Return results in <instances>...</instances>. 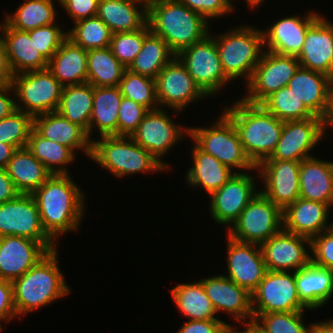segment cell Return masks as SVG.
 Segmentation results:
<instances>
[{
  "mask_svg": "<svg viewBox=\"0 0 333 333\" xmlns=\"http://www.w3.org/2000/svg\"><path fill=\"white\" fill-rule=\"evenodd\" d=\"M42 226L57 243L58 237L79 231L85 215V194L70 174H52L33 194Z\"/></svg>",
  "mask_w": 333,
  "mask_h": 333,
  "instance_id": "1",
  "label": "cell"
},
{
  "mask_svg": "<svg viewBox=\"0 0 333 333\" xmlns=\"http://www.w3.org/2000/svg\"><path fill=\"white\" fill-rule=\"evenodd\" d=\"M58 253V249L50 251L30 270L12 281L17 317H24L70 294V286L58 266Z\"/></svg>",
  "mask_w": 333,
  "mask_h": 333,
  "instance_id": "2",
  "label": "cell"
},
{
  "mask_svg": "<svg viewBox=\"0 0 333 333\" xmlns=\"http://www.w3.org/2000/svg\"><path fill=\"white\" fill-rule=\"evenodd\" d=\"M223 112L235 124L244 150L256 166L272 155L282 133L283 121L261 104L243 99L226 106Z\"/></svg>",
  "mask_w": 333,
  "mask_h": 333,
  "instance_id": "3",
  "label": "cell"
},
{
  "mask_svg": "<svg viewBox=\"0 0 333 333\" xmlns=\"http://www.w3.org/2000/svg\"><path fill=\"white\" fill-rule=\"evenodd\" d=\"M147 23L154 34L166 41L176 56L213 31L209 29L211 23L202 15L177 0H160L151 6Z\"/></svg>",
  "mask_w": 333,
  "mask_h": 333,
  "instance_id": "4",
  "label": "cell"
},
{
  "mask_svg": "<svg viewBox=\"0 0 333 333\" xmlns=\"http://www.w3.org/2000/svg\"><path fill=\"white\" fill-rule=\"evenodd\" d=\"M99 139H92L90 159L117 178L168 170L131 136H101Z\"/></svg>",
  "mask_w": 333,
  "mask_h": 333,
  "instance_id": "5",
  "label": "cell"
},
{
  "mask_svg": "<svg viewBox=\"0 0 333 333\" xmlns=\"http://www.w3.org/2000/svg\"><path fill=\"white\" fill-rule=\"evenodd\" d=\"M209 34L216 41L225 75L231 81L244 77L247 83L264 52L262 29L239 25L218 36Z\"/></svg>",
  "mask_w": 333,
  "mask_h": 333,
  "instance_id": "6",
  "label": "cell"
},
{
  "mask_svg": "<svg viewBox=\"0 0 333 333\" xmlns=\"http://www.w3.org/2000/svg\"><path fill=\"white\" fill-rule=\"evenodd\" d=\"M189 127V136L205 153L214 156L232 171L243 173L255 170L256 165L247 156L233 121L224 113L211 127Z\"/></svg>",
  "mask_w": 333,
  "mask_h": 333,
  "instance_id": "7",
  "label": "cell"
},
{
  "mask_svg": "<svg viewBox=\"0 0 333 333\" xmlns=\"http://www.w3.org/2000/svg\"><path fill=\"white\" fill-rule=\"evenodd\" d=\"M16 108L33 117L57 111L63 86L48 69L13 75Z\"/></svg>",
  "mask_w": 333,
  "mask_h": 333,
  "instance_id": "8",
  "label": "cell"
},
{
  "mask_svg": "<svg viewBox=\"0 0 333 333\" xmlns=\"http://www.w3.org/2000/svg\"><path fill=\"white\" fill-rule=\"evenodd\" d=\"M282 229L283 211L259 191L227 229V235L240 242L261 245Z\"/></svg>",
  "mask_w": 333,
  "mask_h": 333,
  "instance_id": "9",
  "label": "cell"
},
{
  "mask_svg": "<svg viewBox=\"0 0 333 333\" xmlns=\"http://www.w3.org/2000/svg\"><path fill=\"white\" fill-rule=\"evenodd\" d=\"M177 57L208 97L217 92L220 94L222 87L231 82L222 69L216 41L210 34L181 51Z\"/></svg>",
  "mask_w": 333,
  "mask_h": 333,
  "instance_id": "10",
  "label": "cell"
},
{
  "mask_svg": "<svg viewBox=\"0 0 333 333\" xmlns=\"http://www.w3.org/2000/svg\"><path fill=\"white\" fill-rule=\"evenodd\" d=\"M299 67L297 56L279 55L264 49L251 79L245 84L246 94L241 99L261 104L280 88L287 87Z\"/></svg>",
  "mask_w": 333,
  "mask_h": 333,
  "instance_id": "11",
  "label": "cell"
},
{
  "mask_svg": "<svg viewBox=\"0 0 333 333\" xmlns=\"http://www.w3.org/2000/svg\"><path fill=\"white\" fill-rule=\"evenodd\" d=\"M251 296L253 314L311 311L299 299L295 272L267 270Z\"/></svg>",
  "mask_w": 333,
  "mask_h": 333,
  "instance_id": "12",
  "label": "cell"
},
{
  "mask_svg": "<svg viewBox=\"0 0 333 333\" xmlns=\"http://www.w3.org/2000/svg\"><path fill=\"white\" fill-rule=\"evenodd\" d=\"M185 136H189V128L175 123L167 109L163 108L148 111L138 129L131 135L137 144L150 152L168 170L169 164L162 158Z\"/></svg>",
  "mask_w": 333,
  "mask_h": 333,
  "instance_id": "13",
  "label": "cell"
},
{
  "mask_svg": "<svg viewBox=\"0 0 333 333\" xmlns=\"http://www.w3.org/2000/svg\"><path fill=\"white\" fill-rule=\"evenodd\" d=\"M156 98L160 108L181 113L194 101L208 97L195 83L183 63L175 56L155 78ZM165 106V107H164ZM168 106V107H167Z\"/></svg>",
  "mask_w": 333,
  "mask_h": 333,
  "instance_id": "14",
  "label": "cell"
},
{
  "mask_svg": "<svg viewBox=\"0 0 333 333\" xmlns=\"http://www.w3.org/2000/svg\"><path fill=\"white\" fill-rule=\"evenodd\" d=\"M256 170H250V174L249 171L234 173L220 189L209 196L210 214L214 222L229 229L239 218L247 204L260 191L254 182L255 177L251 176Z\"/></svg>",
  "mask_w": 333,
  "mask_h": 333,
  "instance_id": "15",
  "label": "cell"
},
{
  "mask_svg": "<svg viewBox=\"0 0 333 333\" xmlns=\"http://www.w3.org/2000/svg\"><path fill=\"white\" fill-rule=\"evenodd\" d=\"M320 117L284 122L282 133L272 155L265 160L299 161L313 157L311 151L327 136Z\"/></svg>",
  "mask_w": 333,
  "mask_h": 333,
  "instance_id": "16",
  "label": "cell"
},
{
  "mask_svg": "<svg viewBox=\"0 0 333 333\" xmlns=\"http://www.w3.org/2000/svg\"><path fill=\"white\" fill-rule=\"evenodd\" d=\"M20 236L38 242H55L44 230L32 194H19L0 204V237Z\"/></svg>",
  "mask_w": 333,
  "mask_h": 333,
  "instance_id": "17",
  "label": "cell"
},
{
  "mask_svg": "<svg viewBox=\"0 0 333 333\" xmlns=\"http://www.w3.org/2000/svg\"><path fill=\"white\" fill-rule=\"evenodd\" d=\"M55 249L56 242H38L12 235L0 237V279L12 282Z\"/></svg>",
  "mask_w": 333,
  "mask_h": 333,
  "instance_id": "18",
  "label": "cell"
},
{
  "mask_svg": "<svg viewBox=\"0 0 333 333\" xmlns=\"http://www.w3.org/2000/svg\"><path fill=\"white\" fill-rule=\"evenodd\" d=\"M300 166L299 161L263 160L256 167L264 183L260 192L282 211L299 198Z\"/></svg>",
  "mask_w": 333,
  "mask_h": 333,
  "instance_id": "19",
  "label": "cell"
},
{
  "mask_svg": "<svg viewBox=\"0 0 333 333\" xmlns=\"http://www.w3.org/2000/svg\"><path fill=\"white\" fill-rule=\"evenodd\" d=\"M307 247V248H306ZM267 270L295 272L312 259L311 240L282 229L260 245Z\"/></svg>",
  "mask_w": 333,
  "mask_h": 333,
  "instance_id": "20",
  "label": "cell"
},
{
  "mask_svg": "<svg viewBox=\"0 0 333 333\" xmlns=\"http://www.w3.org/2000/svg\"><path fill=\"white\" fill-rule=\"evenodd\" d=\"M227 236L225 277L252 293L267 272L260 245L240 242Z\"/></svg>",
  "mask_w": 333,
  "mask_h": 333,
  "instance_id": "21",
  "label": "cell"
},
{
  "mask_svg": "<svg viewBox=\"0 0 333 333\" xmlns=\"http://www.w3.org/2000/svg\"><path fill=\"white\" fill-rule=\"evenodd\" d=\"M200 281L216 313L223 311L234 320L241 321L242 326L253 323L252 296L247 289L238 286L224 274L205 277Z\"/></svg>",
  "mask_w": 333,
  "mask_h": 333,
  "instance_id": "22",
  "label": "cell"
},
{
  "mask_svg": "<svg viewBox=\"0 0 333 333\" xmlns=\"http://www.w3.org/2000/svg\"><path fill=\"white\" fill-rule=\"evenodd\" d=\"M306 14L303 18L297 14L282 17L263 29L264 48L279 55L298 56L303 49L308 28L321 16L313 10Z\"/></svg>",
  "mask_w": 333,
  "mask_h": 333,
  "instance_id": "23",
  "label": "cell"
},
{
  "mask_svg": "<svg viewBox=\"0 0 333 333\" xmlns=\"http://www.w3.org/2000/svg\"><path fill=\"white\" fill-rule=\"evenodd\" d=\"M297 58L302 68L333 75V22L321 15L308 28Z\"/></svg>",
  "mask_w": 333,
  "mask_h": 333,
  "instance_id": "24",
  "label": "cell"
},
{
  "mask_svg": "<svg viewBox=\"0 0 333 333\" xmlns=\"http://www.w3.org/2000/svg\"><path fill=\"white\" fill-rule=\"evenodd\" d=\"M330 209L329 204L298 198L283 211V229L312 240L333 226L327 220Z\"/></svg>",
  "mask_w": 333,
  "mask_h": 333,
  "instance_id": "25",
  "label": "cell"
},
{
  "mask_svg": "<svg viewBox=\"0 0 333 333\" xmlns=\"http://www.w3.org/2000/svg\"><path fill=\"white\" fill-rule=\"evenodd\" d=\"M1 32L0 38L13 75L48 68V61L37 50L28 31H20L1 22Z\"/></svg>",
  "mask_w": 333,
  "mask_h": 333,
  "instance_id": "26",
  "label": "cell"
},
{
  "mask_svg": "<svg viewBox=\"0 0 333 333\" xmlns=\"http://www.w3.org/2000/svg\"><path fill=\"white\" fill-rule=\"evenodd\" d=\"M34 129L42 137L67 146L74 153L82 149L87 157H91L92 139L89 138L87 131L57 111L35 116Z\"/></svg>",
  "mask_w": 333,
  "mask_h": 333,
  "instance_id": "27",
  "label": "cell"
},
{
  "mask_svg": "<svg viewBox=\"0 0 333 333\" xmlns=\"http://www.w3.org/2000/svg\"><path fill=\"white\" fill-rule=\"evenodd\" d=\"M299 198L333 206V161H324L315 156L301 161Z\"/></svg>",
  "mask_w": 333,
  "mask_h": 333,
  "instance_id": "28",
  "label": "cell"
},
{
  "mask_svg": "<svg viewBox=\"0 0 333 333\" xmlns=\"http://www.w3.org/2000/svg\"><path fill=\"white\" fill-rule=\"evenodd\" d=\"M295 281L299 299L309 310H317L333 297V270L312 261L295 271Z\"/></svg>",
  "mask_w": 333,
  "mask_h": 333,
  "instance_id": "29",
  "label": "cell"
},
{
  "mask_svg": "<svg viewBox=\"0 0 333 333\" xmlns=\"http://www.w3.org/2000/svg\"><path fill=\"white\" fill-rule=\"evenodd\" d=\"M193 145L191 146V152L194 163L187 170L186 184L189 187L203 188L210 196L220 189L237 171H232L214 156L202 151L195 143Z\"/></svg>",
  "mask_w": 333,
  "mask_h": 333,
  "instance_id": "30",
  "label": "cell"
},
{
  "mask_svg": "<svg viewBox=\"0 0 333 333\" xmlns=\"http://www.w3.org/2000/svg\"><path fill=\"white\" fill-rule=\"evenodd\" d=\"M97 16L112 33L131 32L147 24L148 10L134 0H99Z\"/></svg>",
  "mask_w": 333,
  "mask_h": 333,
  "instance_id": "31",
  "label": "cell"
},
{
  "mask_svg": "<svg viewBox=\"0 0 333 333\" xmlns=\"http://www.w3.org/2000/svg\"><path fill=\"white\" fill-rule=\"evenodd\" d=\"M87 52L67 38L48 61V69L63 87L86 83Z\"/></svg>",
  "mask_w": 333,
  "mask_h": 333,
  "instance_id": "32",
  "label": "cell"
},
{
  "mask_svg": "<svg viewBox=\"0 0 333 333\" xmlns=\"http://www.w3.org/2000/svg\"><path fill=\"white\" fill-rule=\"evenodd\" d=\"M5 169L20 194H33L52 175L27 147L16 149Z\"/></svg>",
  "mask_w": 333,
  "mask_h": 333,
  "instance_id": "33",
  "label": "cell"
},
{
  "mask_svg": "<svg viewBox=\"0 0 333 333\" xmlns=\"http://www.w3.org/2000/svg\"><path fill=\"white\" fill-rule=\"evenodd\" d=\"M287 87L315 116L323 118L328 103V75L299 67Z\"/></svg>",
  "mask_w": 333,
  "mask_h": 333,
  "instance_id": "34",
  "label": "cell"
},
{
  "mask_svg": "<svg viewBox=\"0 0 333 333\" xmlns=\"http://www.w3.org/2000/svg\"><path fill=\"white\" fill-rule=\"evenodd\" d=\"M118 86L93 87V107L89 124V138L94 128L99 136H117L118 112L122 100Z\"/></svg>",
  "mask_w": 333,
  "mask_h": 333,
  "instance_id": "35",
  "label": "cell"
},
{
  "mask_svg": "<svg viewBox=\"0 0 333 333\" xmlns=\"http://www.w3.org/2000/svg\"><path fill=\"white\" fill-rule=\"evenodd\" d=\"M176 307L189 320H221L206 295L202 282L180 283L170 290Z\"/></svg>",
  "mask_w": 333,
  "mask_h": 333,
  "instance_id": "36",
  "label": "cell"
},
{
  "mask_svg": "<svg viewBox=\"0 0 333 333\" xmlns=\"http://www.w3.org/2000/svg\"><path fill=\"white\" fill-rule=\"evenodd\" d=\"M93 107V86L86 82L62 88L57 112L72 123L83 127L89 136Z\"/></svg>",
  "mask_w": 333,
  "mask_h": 333,
  "instance_id": "37",
  "label": "cell"
},
{
  "mask_svg": "<svg viewBox=\"0 0 333 333\" xmlns=\"http://www.w3.org/2000/svg\"><path fill=\"white\" fill-rule=\"evenodd\" d=\"M175 56L166 41L150 31L144 38L141 51L128 69L133 73L155 79Z\"/></svg>",
  "mask_w": 333,
  "mask_h": 333,
  "instance_id": "38",
  "label": "cell"
},
{
  "mask_svg": "<svg viewBox=\"0 0 333 333\" xmlns=\"http://www.w3.org/2000/svg\"><path fill=\"white\" fill-rule=\"evenodd\" d=\"M56 14L54 0H24L13 14H5L3 21L14 29L30 31L56 23Z\"/></svg>",
  "mask_w": 333,
  "mask_h": 333,
  "instance_id": "39",
  "label": "cell"
},
{
  "mask_svg": "<svg viewBox=\"0 0 333 333\" xmlns=\"http://www.w3.org/2000/svg\"><path fill=\"white\" fill-rule=\"evenodd\" d=\"M125 70L110 47L87 52V82L93 87L119 86Z\"/></svg>",
  "mask_w": 333,
  "mask_h": 333,
  "instance_id": "40",
  "label": "cell"
},
{
  "mask_svg": "<svg viewBox=\"0 0 333 333\" xmlns=\"http://www.w3.org/2000/svg\"><path fill=\"white\" fill-rule=\"evenodd\" d=\"M27 148L52 174H70L65 166L77 157L70 148L42 137L34 128Z\"/></svg>",
  "mask_w": 333,
  "mask_h": 333,
  "instance_id": "41",
  "label": "cell"
},
{
  "mask_svg": "<svg viewBox=\"0 0 333 333\" xmlns=\"http://www.w3.org/2000/svg\"><path fill=\"white\" fill-rule=\"evenodd\" d=\"M112 31L96 15L74 23V27L67 31V37L77 46L87 51L110 46Z\"/></svg>",
  "mask_w": 333,
  "mask_h": 333,
  "instance_id": "42",
  "label": "cell"
},
{
  "mask_svg": "<svg viewBox=\"0 0 333 333\" xmlns=\"http://www.w3.org/2000/svg\"><path fill=\"white\" fill-rule=\"evenodd\" d=\"M261 105L283 122L317 117L288 87L280 88L267 97Z\"/></svg>",
  "mask_w": 333,
  "mask_h": 333,
  "instance_id": "43",
  "label": "cell"
},
{
  "mask_svg": "<svg viewBox=\"0 0 333 333\" xmlns=\"http://www.w3.org/2000/svg\"><path fill=\"white\" fill-rule=\"evenodd\" d=\"M118 87L123 97L144 106L148 111L160 108L156 98L155 79L126 69Z\"/></svg>",
  "mask_w": 333,
  "mask_h": 333,
  "instance_id": "44",
  "label": "cell"
},
{
  "mask_svg": "<svg viewBox=\"0 0 333 333\" xmlns=\"http://www.w3.org/2000/svg\"><path fill=\"white\" fill-rule=\"evenodd\" d=\"M304 311L253 314V324L263 333H312L313 323L306 326Z\"/></svg>",
  "mask_w": 333,
  "mask_h": 333,
  "instance_id": "45",
  "label": "cell"
},
{
  "mask_svg": "<svg viewBox=\"0 0 333 333\" xmlns=\"http://www.w3.org/2000/svg\"><path fill=\"white\" fill-rule=\"evenodd\" d=\"M34 128V117L21 110L0 120V142L15 149L27 147L30 133Z\"/></svg>",
  "mask_w": 333,
  "mask_h": 333,
  "instance_id": "46",
  "label": "cell"
},
{
  "mask_svg": "<svg viewBox=\"0 0 333 333\" xmlns=\"http://www.w3.org/2000/svg\"><path fill=\"white\" fill-rule=\"evenodd\" d=\"M151 31L147 23L143 28L131 32L113 33L110 49L118 61L128 69L141 51L145 36Z\"/></svg>",
  "mask_w": 333,
  "mask_h": 333,
  "instance_id": "47",
  "label": "cell"
},
{
  "mask_svg": "<svg viewBox=\"0 0 333 333\" xmlns=\"http://www.w3.org/2000/svg\"><path fill=\"white\" fill-rule=\"evenodd\" d=\"M31 40L42 56L49 61L61 44L68 38L67 31H64L58 23H52L28 31Z\"/></svg>",
  "mask_w": 333,
  "mask_h": 333,
  "instance_id": "48",
  "label": "cell"
},
{
  "mask_svg": "<svg viewBox=\"0 0 333 333\" xmlns=\"http://www.w3.org/2000/svg\"><path fill=\"white\" fill-rule=\"evenodd\" d=\"M147 112L144 106L122 97L118 112L117 136H131Z\"/></svg>",
  "mask_w": 333,
  "mask_h": 333,
  "instance_id": "49",
  "label": "cell"
},
{
  "mask_svg": "<svg viewBox=\"0 0 333 333\" xmlns=\"http://www.w3.org/2000/svg\"><path fill=\"white\" fill-rule=\"evenodd\" d=\"M312 262L333 270V226L311 240Z\"/></svg>",
  "mask_w": 333,
  "mask_h": 333,
  "instance_id": "50",
  "label": "cell"
},
{
  "mask_svg": "<svg viewBox=\"0 0 333 333\" xmlns=\"http://www.w3.org/2000/svg\"><path fill=\"white\" fill-rule=\"evenodd\" d=\"M192 11L202 15L208 22L234 11L232 0H177ZM228 13V14H227Z\"/></svg>",
  "mask_w": 333,
  "mask_h": 333,
  "instance_id": "51",
  "label": "cell"
},
{
  "mask_svg": "<svg viewBox=\"0 0 333 333\" xmlns=\"http://www.w3.org/2000/svg\"><path fill=\"white\" fill-rule=\"evenodd\" d=\"M99 0H59L73 23L97 15Z\"/></svg>",
  "mask_w": 333,
  "mask_h": 333,
  "instance_id": "52",
  "label": "cell"
},
{
  "mask_svg": "<svg viewBox=\"0 0 333 333\" xmlns=\"http://www.w3.org/2000/svg\"><path fill=\"white\" fill-rule=\"evenodd\" d=\"M16 317L12 282L0 279V331L4 330L1 322L7 324Z\"/></svg>",
  "mask_w": 333,
  "mask_h": 333,
  "instance_id": "53",
  "label": "cell"
},
{
  "mask_svg": "<svg viewBox=\"0 0 333 333\" xmlns=\"http://www.w3.org/2000/svg\"><path fill=\"white\" fill-rule=\"evenodd\" d=\"M226 324L222 320H187L176 333H219Z\"/></svg>",
  "mask_w": 333,
  "mask_h": 333,
  "instance_id": "54",
  "label": "cell"
},
{
  "mask_svg": "<svg viewBox=\"0 0 333 333\" xmlns=\"http://www.w3.org/2000/svg\"><path fill=\"white\" fill-rule=\"evenodd\" d=\"M15 93L11 84L0 86V120L11 115L16 108ZM12 96L14 97H10Z\"/></svg>",
  "mask_w": 333,
  "mask_h": 333,
  "instance_id": "55",
  "label": "cell"
},
{
  "mask_svg": "<svg viewBox=\"0 0 333 333\" xmlns=\"http://www.w3.org/2000/svg\"><path fill=\"white\" fill-rule=\"evenodd\" d=\"M19 194L6 169L0 168V204L16 198Z\"/></svg>",
  "mask_w": 333,
  "mask_h": 333,
  "instance_id": "56",
  "label": "cell"
},
{
  "mask_svg": "<svg viewBox=\"0 0 333 333\" xmlns=\"http://www.w3.org/2000/svg\"><path fill=\"white\" fill-rule=\"evenodd\" d=\"M13 74L9 67L4 44L0 38V86L11 84Z\"/></svg>",
  "mask_w": 333,
  "mask_h": 333,
  "instance_id": "57",
  "label": "cell"
},
{
  "mask_svg": "<svg viewBox=\"0 0 333 333\" xmlns=\"http://www.w3.org/2000/svg\"><path fill=\"white\" fill-rule=\"evenodd\" d=\"M322 119L326 129L333 128V75L329 76L328 103Z\"/></svg>",
  "mask_w": 333,
  "mask_h": 333,
  "instance_id": "58",
  "label": "cell"
},
{
  "mask_svg": "<svg viewBox=\"0 0 333 333\" xmlns=\"http://www.w3.org/2000/svg\"><path fill=\"white\" fill-rule=\"evenodd\" d=\"M16 149L9 144L0 142V168L5 169L8 161L12 158V155Z\"/></svg>",
  "mask_w": 333,
  "mask_h": 333,
  "instance_id": "59",
  "label": "cell"
},
{
  "mask_svg": "<svg viewBox=\"0 0 333 333\" xmlns=\"http://www.w3.org/2000/svg\"><path fill=\"white\" fill-rule=\"evenodd\" d=\"M312 333H333V319L314 322Z\"/></svg>",
  "mask_w": 333,
  "mask_h": 333,
  "instance_id": "60",
  "label": "cell"
},
{
  "mask_svg": "<svg viewBox=\"0 0 333 333\" xmlns=\"http://www.w3.org/2000/svg\"><path fill=\"white\" fill-rule=\"evenodd\" d=\"M235 325L231 326L230 324H226L221 330L219 333H246V324H245V327H244V330L242 331H239L237 330L235 327Z\"/></svg>",
  "mask_w": 333,
  "mask_h": 333,
  "instance_id": "61",
  "label": "cell"
},
{
  "mask_svg": "<svg viewBox=\"0 0 333 333\" xmlns=\"http://www.w3.org/2000/svg\"><path fill=\"white\" fill-rule=\"evenodd\" d=\"M134 1L143 5L148 10L151 6L155 5L160 0H134Z\"/></svg>",
  "mask_w": 333,
  "mask_h": 333,
  "instance_id": "62",
  "label": "cell"
},
{
  "mask_svg": "<svg viewBox=\"0 0 333 333\" xmlns=\"http://www.w3.org/2000/svg\"><path fill=\"white\" fill-rule=\"evenodd\" d=\"M247 2V5L250 6L251 9L253 8H257L258 6L260 7V5L262 3H264L265 0H242Z\"/></svg>",
  "mask_w": 333,
  "mask_h": 333,
  "instance_id": "63",
  "label": "cell"
},
{
  "mask_svg": "<svg viewBox=\"0 0 333 333\" xmlns=\"http://www.w3.org/2000/svg\"><path fill=\"white\" fill-rule=\"evenodd\" d=\"M246 333H263L253 323L246 324Z\"/></svg>",
  "mask_w": 333,
  "mask_h": 333,
  "instance_id": "64",
  "label": "cell"
}]
</instances>
